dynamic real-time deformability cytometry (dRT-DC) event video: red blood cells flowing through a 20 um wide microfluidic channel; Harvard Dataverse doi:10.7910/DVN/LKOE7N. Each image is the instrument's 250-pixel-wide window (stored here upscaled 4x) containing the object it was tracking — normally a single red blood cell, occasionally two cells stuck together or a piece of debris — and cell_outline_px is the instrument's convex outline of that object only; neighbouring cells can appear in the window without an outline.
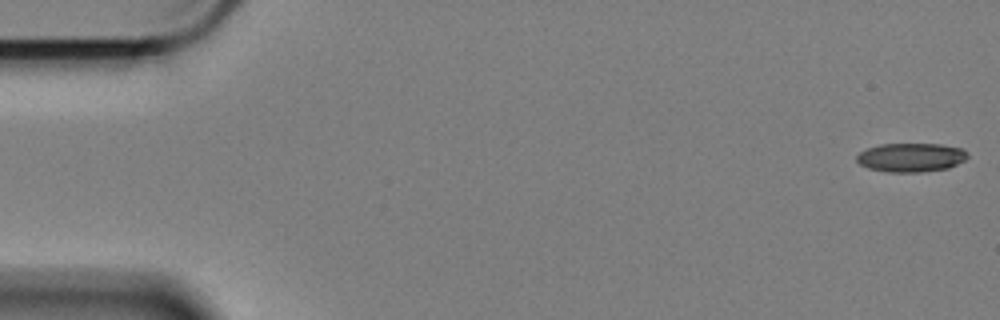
{"species": "Egyptian fruit bat (a non-hibernating species)", "species_latin": "Rousettus aegyptiacus", "temperature_condition": "cold", "stored_images_in_passage": 59, "camera_frame_rate_fps": 3000, "um_per_image_px": 0.085, "animal": {"sex": "female"}, "frame": {"image": 1, "passage_image": 1, "time_ms": 0.0, "image_size_px": [1000, 320], "cell_outline_px": [[968, 156], [964, 160], [948, 168], [920, 172], [888, 172], [868, 168], [860, 164], [856, 160], [856, 156], [860, 152], [868, 148], [880, 144], [940, 144], [964, 148], [968, 152]], "centroid_in_image_um": [77.44, 13.38], "position_along_channel_um": 7.6, "area_um2": 18.67}}
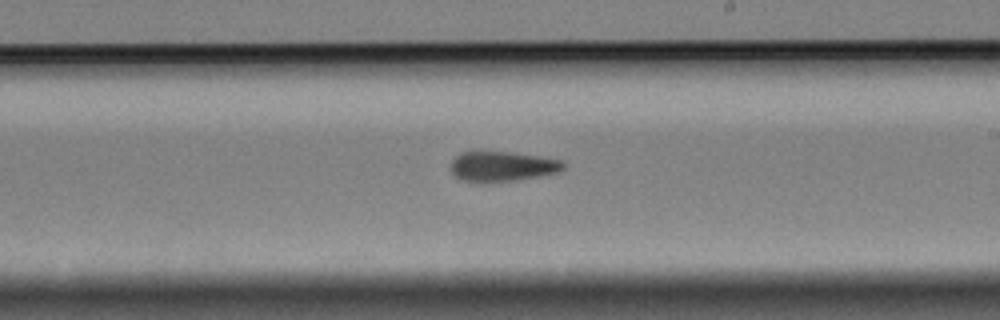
{"frame": {"image": 2, "passage_image": 34, "time_ms": 11.0, "image_size_px": [1000, 320], "cell_outline_px": [[564, 168], [560, 172], [516, 180], [480, 184], [460, 180], [452, 172], [452, 160], [460, 152], [508, 152], [540, 156], [560, 160], [564, 164]], "centroid_in_image_um": [42.67, 14.17], "position_along_channel_um": 246.3, "area_um2": 19.83}}
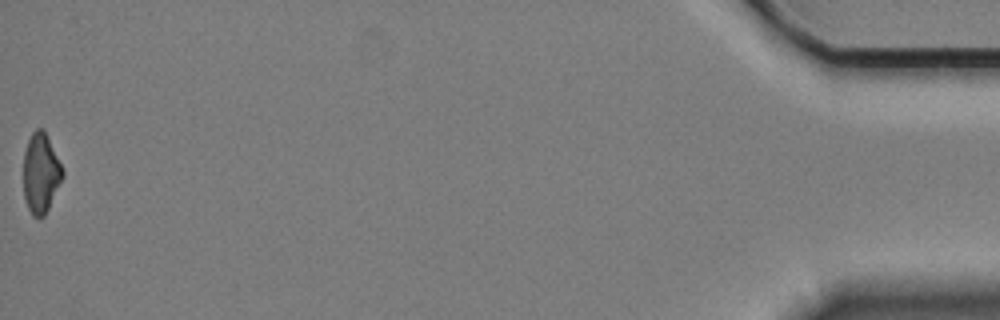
{"frame": {"image": 3, "passage_image": 59, "time_ms": 19.333, "image_size_px": [1000, 320], "cell_outline_px": [[64, 176], [44, 216], [32, 216], [24, 200], [24, 152], [28, 140], [32, 132], [36, 128], [44, 128], [64, 172]], "centroid_in_image_um": [3.46, 14.7], "position_along_channel_um": 431.7, "area_um2": 18.09}, "authors_computed_cell_mechanics": {"area_um2": 19.941, "velocity_mm_per_s": 3.3882, "shape_relaxation_time_tau1_ms": 9.3561, "shape_relaxation_time_tau2_ms": 4.3959, "deformation_change_tau1": 0.1519, "deformation_change_tau2": 0.1205}}